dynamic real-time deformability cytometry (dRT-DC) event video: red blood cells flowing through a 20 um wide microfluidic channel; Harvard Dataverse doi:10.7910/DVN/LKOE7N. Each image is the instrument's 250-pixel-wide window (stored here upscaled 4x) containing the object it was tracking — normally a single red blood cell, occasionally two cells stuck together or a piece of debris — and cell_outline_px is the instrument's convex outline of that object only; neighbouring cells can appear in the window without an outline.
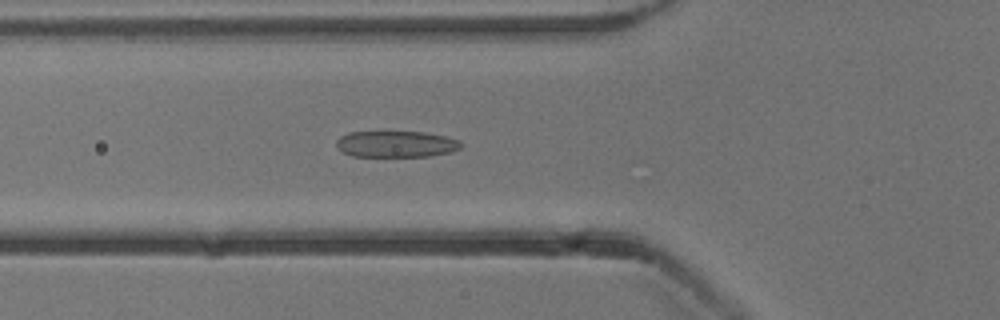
{"species": "common noctule bat (a hibernating species)", "species_latin": "Nyctalus noctula", "temperature_condition": "cold", "stored_images_in_passage": 52, "camera_frame_rate_fps": 3000, "um_per_image_px": 0.085, "animal": {"sex": "male", "body_mass_g": 13.3}, "frame": {"image": 1, "passage_image": 18, "time_ms": 5.667, "image_size_px": [1000, 320], "cell_outline_px": [[464, 144], [460, 148], [452, 152], [428, 156], [352, 156], [336, 148], [336, 140], [340, 136], [348, 132], [424, 132], [444, 136], [460, 140]], "centroid_in_image_um": [33.67, 12.24], "position_along_channel_um": 92.1, "area_um2": 19.19}}
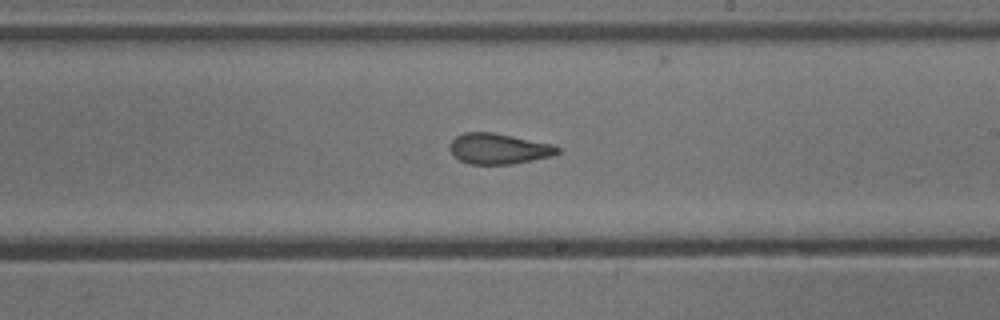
{"frame": {"image": 2, "passage_image": 30, "time_ms": 9.667, "image_size_px": [1000, 320], "cell_outline_px": [[560, 152], [556, 156], [512, 164], [468, 164], [460, 160], [448, 148], [448, 144], [456, 136], [464, 132], [492, 132], [556, 144], [560, 148]], "centroid_in_image_um": [42.44, 12.64], "position_along_channel_um": 246.6, "area_um2": 19.59}}
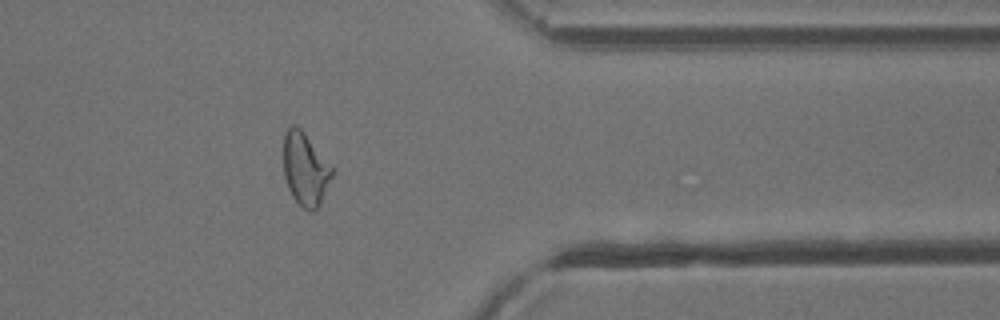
{"frame": {"image": 3, "passage_image": 42, "time_ms": 13.667, "image_size_px": [1000, 320], "cell_outline_px": [[332, 176], [320, 204], [312, 212], [304, 208], [292, 196], [288, 188], [284, 176], [284, 136], [288, 128], [292, 124], [296, 124], [304, 132], [332, 164]], "centroid_in_image_um": [25.95, 14.34], "position_along_channel_um": 385.4, "area_um2": 20.58}, "authors_computed_cell_mechanics": {"area_um2": 20.7502, "velocity_mm_per_s": 3.8436, "shape_relaxation_time_tau1_ms": 6.2953, "shape_relaxation_time_tau2_ms": 1.6842, "deformation_change_tau1": 0.1968, "deformation_change_tau2": 0.1026}}